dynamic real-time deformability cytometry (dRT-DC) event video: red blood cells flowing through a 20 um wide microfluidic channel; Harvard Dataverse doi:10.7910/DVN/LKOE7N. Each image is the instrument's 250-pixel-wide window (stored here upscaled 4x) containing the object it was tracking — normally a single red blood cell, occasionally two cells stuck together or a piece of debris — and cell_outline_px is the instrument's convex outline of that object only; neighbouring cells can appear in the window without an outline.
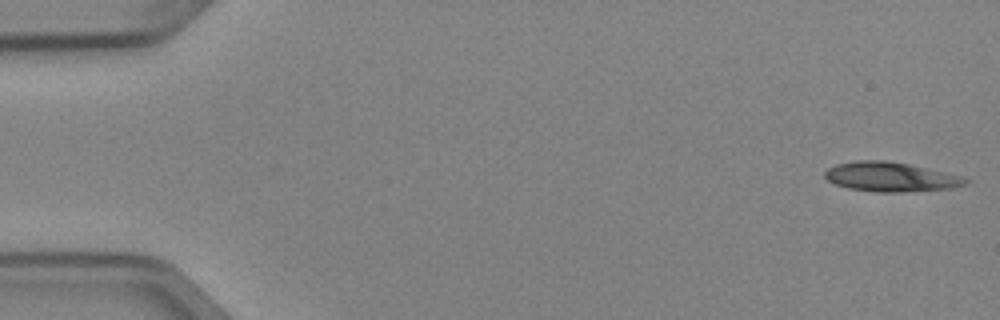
{"species": "Egyptian fruit bat (a non-hibernating species)", "species_latin": "Rousettus aegyptiacus", "temperature_condition": "cold", "stored_images_in_passage": 51, "camera_frame_rate_fps": 3000, "um_per_image_px": 0.085, "animal": {"sex": "female"}, "frame": {"image": 1, "passage_image": 1, "time_ms": 0.0, "image_size_px": [1000, 320], "cell_outline_px": [[972, 180], [968, 184], [952, 188], [900, 192], [876, 192], [848, 188], [836, 184], [828, 180], [824, 176], [824, 172], [828, 168], [836, 164], [856, 160], [884, 160], [908, 164], [960, 176]], "centroid_in_image_um": [75.69, 15.04], "position_along_channel_um": 9.3, "area_um2": 23.99}}
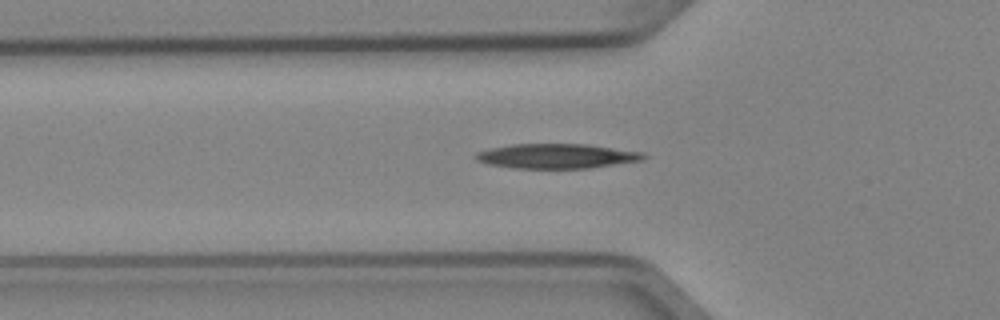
{"frame": {"image": 2, "passage_image": 17, "time_ms": 5.333, "image_size_px": [1000, 320], "cell_outline_px": [[648, 156], [644, 160], [588, 168], [512, 168], [488, 164], [476, 160], [476, 152], [492, 148], [512, 144], [588, 144], [644, 152]], "centroid_in_image_um": [47.36, 13.26], "position_along_channel_um": 78.4, "area_um2": 24.16}}
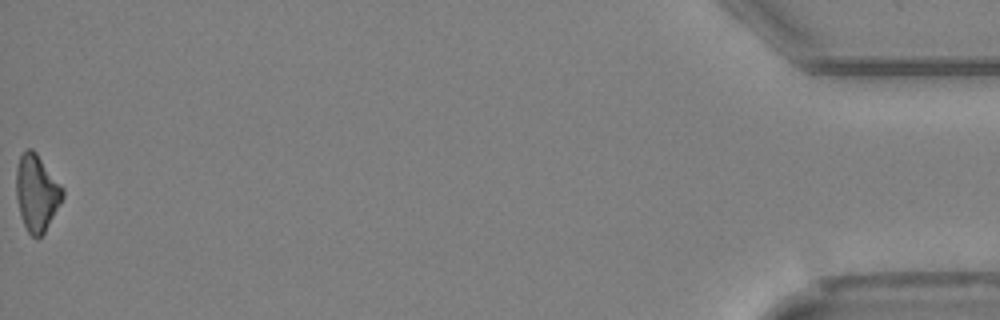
{"frame": {"image": 3, "passage_image": 51, "time_ms": 16.667, "image_size_px": [1000, 320], "cell_outline_px": [[64, 196], [60, 204], [44, 232], [40, 236], [32, 236], [28, 232], [20, 216], [16, 196], [16, 168], [20, 156], [28, 148], [32, 148], [36, 152], [64, 188]], "centroid_in_image_um": [3.12, 16.37], "position_along_channel_um": 432.1, "area_um2": 20.58}, "authors_computed_cell_mechanics": {"area_um2": 23.1778, "velocity_mm_per_s": 3.9814, "shape_relaxation_time_tau1_ms": 7.5258, "shape_relaxation_time_tau2_ms": null, "deformation_change_tau1": 0.1685, "deformation_change_tau2": null}}